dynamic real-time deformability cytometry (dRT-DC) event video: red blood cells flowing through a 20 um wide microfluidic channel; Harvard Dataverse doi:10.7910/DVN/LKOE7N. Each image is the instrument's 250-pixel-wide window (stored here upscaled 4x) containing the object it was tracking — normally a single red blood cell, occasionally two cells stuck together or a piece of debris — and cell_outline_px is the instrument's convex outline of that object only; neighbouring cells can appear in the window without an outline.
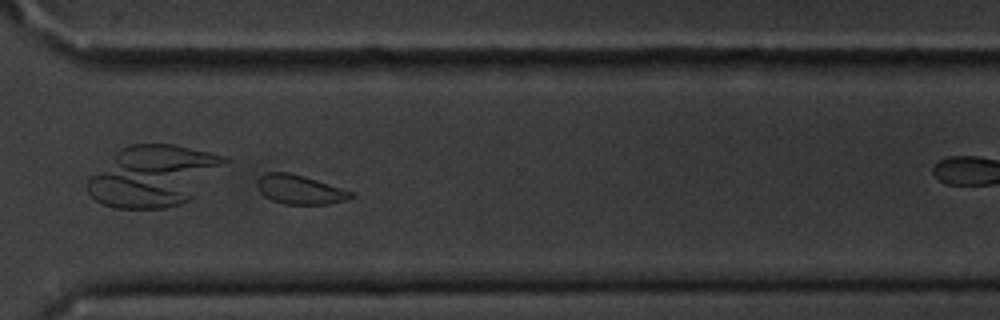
{"species": "common noctule bat (a hibernating species)", "species_latin": "Nyctalus noctula", "temperature_condition": "cold", "stored_images_in_passage": 48, "camera_frame_rate_fps": 3000, "um_per_image_px": 0.085, "animal": {"sex": "male", "body_mass_g": 20.1, "forearm_length_mm": 53.5}, "frame": {"image": 1, "passage_image": 41, "time_ms": 13.333, "image_size_px": [1000, 320], "cell_outline_px": [[352, 196], [344, 200], [328, 204], [284, 204], [272, 200], [264, 196], [260, 192], [256, 184], [256, 180], [260, 176], [268, 172], [288, 172], [304, 176], [352, 192]], "centroid_in_image_um": [25.4, 16.11], "position_along_channel_um": 345.2, "area_um2": 15.66}, "authors_computed_cell_mechanics": {"area_um2": 16.9065, "velocity_mm_per_s": 3.5934, "shape_relaxation_time_tau1_ms": 3.2287, "shape_relaxation_time_tau2_ms": 4.1008, "deformation_change_tau1": 0.0735, "deformation_change_tau2": 0.069}}